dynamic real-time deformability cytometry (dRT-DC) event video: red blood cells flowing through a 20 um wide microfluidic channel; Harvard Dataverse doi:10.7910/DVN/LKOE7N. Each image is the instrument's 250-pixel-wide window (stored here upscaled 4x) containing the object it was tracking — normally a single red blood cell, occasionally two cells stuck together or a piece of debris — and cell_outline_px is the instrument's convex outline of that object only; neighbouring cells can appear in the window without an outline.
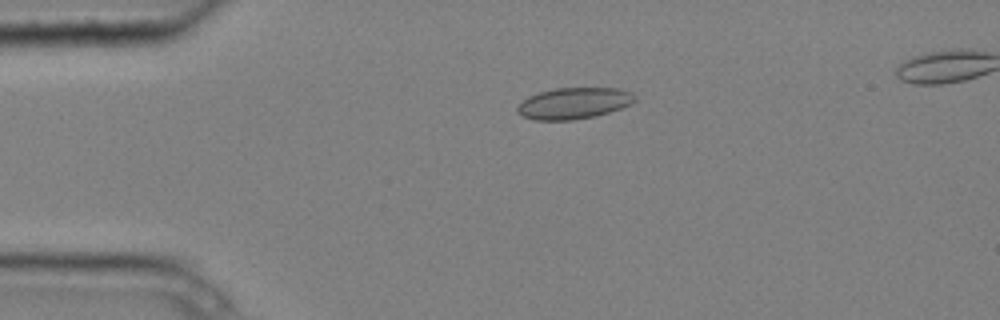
{"species": "common noctule bat (a hibernating species)", "species_latin": "Nyctalus noctula", "temperature_condition": "cold", "stored_images_in_passage": 7, "camera_frame_rate_fps": 3000, "um_per_image_px": 0.085, "animal": {"sex": "male", "body_mass_g": 20.4}, "frame": {"image": 1, "passage_image": 4, "time_ms": 1.0, "image_size_px": [1000, 320], "cell_outline_px": [[636, 100], [632, 104], [596, 116], [572, 120], [536, 120], [524, 116], [516, 112], [516, 108], [528, 96], [540, 92], [556, 88], [616, 88], [632, 92], [636, 96]], "centroid_in_image_um": [48.8, 8.77], "position_along_channel_um": 36.2, "area_um2": 21.39}}